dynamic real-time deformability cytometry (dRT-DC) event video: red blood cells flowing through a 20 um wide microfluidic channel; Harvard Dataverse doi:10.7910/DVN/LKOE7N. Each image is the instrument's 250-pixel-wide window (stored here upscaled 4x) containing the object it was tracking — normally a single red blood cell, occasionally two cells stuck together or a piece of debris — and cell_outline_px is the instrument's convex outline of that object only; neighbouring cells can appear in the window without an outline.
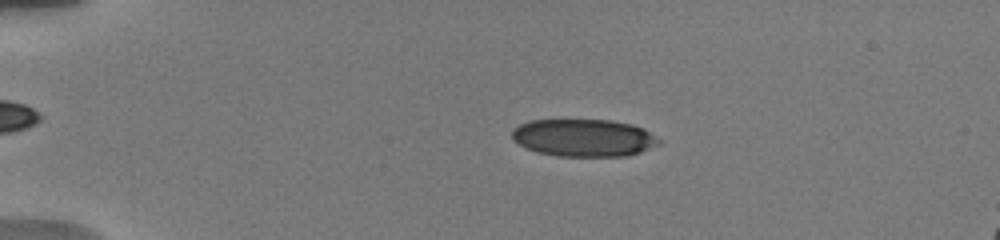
{"species": "human", "species_latin": "Homo sapiens", "temperature_condition": "warm", "stored_images_in_passage": 43, "camera_frame_rate_fps": 3000, "um_per_image_px": 0.085, "donor": {"sex": "male"}, "frame": {"image": 1, "passage_image": 10, "time_ms": 3.667, "image_size_px": [1000, 240], "cell_outline_px": [[664, 140], [660, 144], [640, 152], [628, 156], [556, 156], [536, 152], [512, 140], [512, 128], [520, 124], [532, 120], [608, 120], [632, 124], [644, 128]], "centroid_in_image_um": [49.66, 11.71], "position_along_channel_um": 35.3, "area_um2": 32.37}}
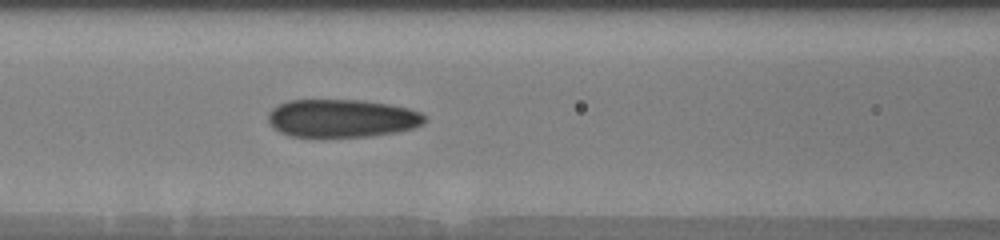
{"frame": {"image": 2, "passage_image": 18, "time_ms": 8.0, "image_size_px": [1000, 240], "cell_outline_px": [[428, 120], [412, 128], [396, 132], [368, 136], [288, 136], [272, 128], [268, 120], [268, 112], [272, 108], [288, 100], [364, 100], [388, 104], [408, 108], [420, 112]], "centroid_in_image_um": [29.03, 10.04], "position_along_channel_um": 137.6, "area_um2": 34.56}}
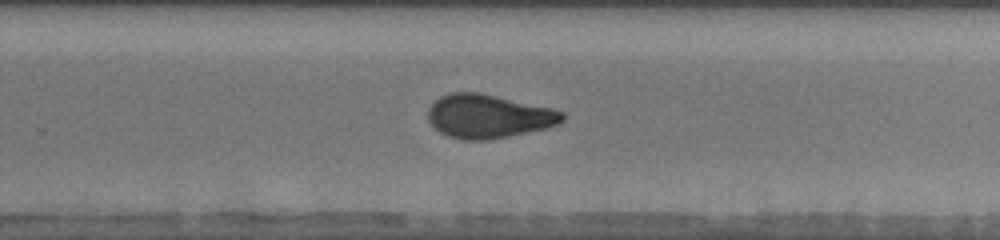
{"frame": {"image": 3, "passage_image": 28, "time_ms": 12.0, "image_size_px": [1000, 240], "cell_outline_px": [[564, 120], [560, 124], [544, 128], [508, 136], [488, 140], [464, 140], [448, 136], [440, 132], [428, 120], [428, 108], [440, 96], [452, 92], [480, 92], [552, 108], [564, 112]], "centroid_in_image_um": [41.52, 9.87], "position_along_channel_um": 288.3, "area_um2": 34.1}, "authors_computed_cell_mechanics": {"area_um2": 33.5818, "velocity_mm_per_s": 3.7744, "shape_relaxation_time_tau1_ms": 6.7045, "shape_relaxation_time_tau2_ms": 1.4971, "deformation_change_tau1": 0.1748, "deformation_change_tau2": 0.0549}}